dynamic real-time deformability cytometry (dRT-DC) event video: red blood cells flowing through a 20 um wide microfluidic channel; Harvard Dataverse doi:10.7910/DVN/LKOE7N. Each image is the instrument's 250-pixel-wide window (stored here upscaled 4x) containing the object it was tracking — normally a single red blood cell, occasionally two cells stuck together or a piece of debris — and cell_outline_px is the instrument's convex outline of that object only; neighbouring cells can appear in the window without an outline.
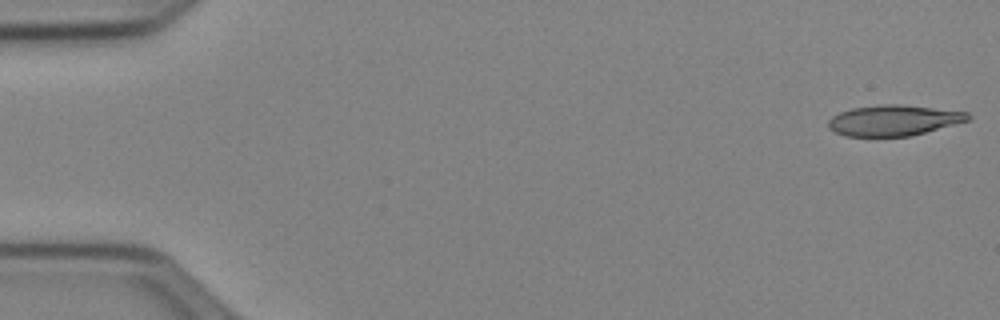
{"species": "Egyptian fruit bat (a non-hibernating species)", "species_latin": "Rousettus aegyptiacus", "temperature_condition": "cold", "stored_images_in_passage": 13, "camera_frame_rate_fps": 3000, "um_per_image_px": 0.085, "animal": {"sex": "female"}, "frame": {"image": 1, "passage_image": 1, "time_ms": 0.0, "image_size_px": [1000, 320], "cell_outline_px": [[972, 116], [968, 120], [912, 136], [844, 136], [828, 128], [828, 120], [832, 116], [840, 112], [852, 108], [884, 104], [900, 104], [968, 112]], "centroid_in_image_um": [75.94, 10.23], "position_along_channel_um": 9.1, "area_um2": 24.85}}